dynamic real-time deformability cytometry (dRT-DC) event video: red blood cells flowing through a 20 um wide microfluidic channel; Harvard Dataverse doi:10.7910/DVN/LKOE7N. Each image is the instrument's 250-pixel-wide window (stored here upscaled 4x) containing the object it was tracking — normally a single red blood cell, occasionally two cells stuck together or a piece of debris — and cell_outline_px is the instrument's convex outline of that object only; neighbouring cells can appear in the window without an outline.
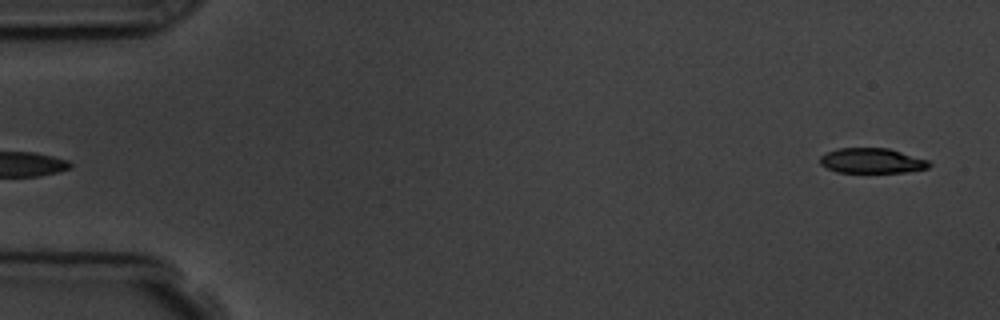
{"species": "common noctule bat (a hibernating species)", "species_latin": "Nyctalus noctula", "temperature_condition": "room temperature", "stored_images_in_passage": 5, "segment_of_instrument_passage": [2, 2], "camera_frame_rate_fps": 3000, "um_per_image_px": 0.085, "animal": {"sex": "male", "body_mass_g": 19.5, "forearm_length_mm": 54.6}, "frame": {"image": 1, "passage_image": 5, "time_ms": 5.333, "image_size_px": [1000, 320], "cell_outline_px": [[932, 164], [928, 168], [904, 172], [836, 172], [820, 164], [820, 156], [836, 148], [888, 148], [928, 160]], "centroid_in_image_um": [74.1, 13.66], "position_along_channel_um": 10.9, "area_um2": 15.84}}